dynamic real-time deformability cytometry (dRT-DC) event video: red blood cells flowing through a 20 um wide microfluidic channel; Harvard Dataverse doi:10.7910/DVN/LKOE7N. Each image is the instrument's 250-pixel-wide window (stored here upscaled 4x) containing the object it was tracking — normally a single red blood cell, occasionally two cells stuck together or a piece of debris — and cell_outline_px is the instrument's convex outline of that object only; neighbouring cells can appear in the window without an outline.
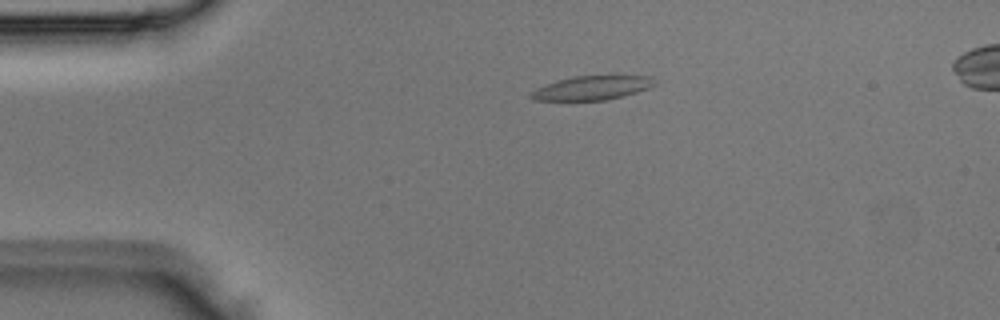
{"species": "Egyptian fruit bat (a non-hibernating species)", "species_latin": "Rousettus aegyptiacus", "temperature_condition": "room temperature", "stored_images_in_passage": 5, "camera_frame_rate_fps": 3000, "um_per_image_px": 0.085, "animal": {"sex": "male"}, "frame": {"image": 1, "passage_image": 3, "time_ms": 0.667, "image_size_px": [1000, 320], "cell_outline_px": [[656, 84], [648, 88], [636, 92], [604, 100], [536, 100], [528, 96], [536, 88], [560, 80], [576, 76], [652, 76]], "centroid_in_image_um": [50.33, 7.47], "position_along_channel_um": 34.7, "area_um2": 16.82}}